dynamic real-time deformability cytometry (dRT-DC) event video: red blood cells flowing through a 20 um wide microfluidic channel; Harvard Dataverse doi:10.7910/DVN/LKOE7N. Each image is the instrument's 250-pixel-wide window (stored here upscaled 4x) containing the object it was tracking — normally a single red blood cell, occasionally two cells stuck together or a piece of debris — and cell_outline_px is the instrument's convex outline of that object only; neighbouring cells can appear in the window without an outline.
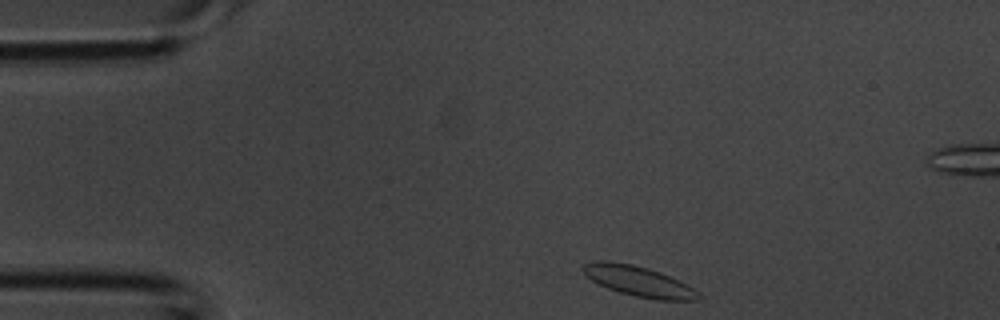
{"species": "common noctule bat (a hibernating species)", "species_latin": "Nyctalus noctula", "temperature_condition": "room temperature", "stored_images_in_passage": 34, "camera_frame_rate_fps": 3000, "um_per_image_px": 0.085, "animal": {"sex": "male", "body_mass_g": 20.1, "forearm_length_mm": 53.5}, "frame": {"image": 1, "passage_image": 1, "time_ms": 0.0, "image_size_px": [1000, 320], "cell_outline_px": [[700, 300], [656, 300], [636, 296], [620, 292], [608, 288], [592, 280], [580, 268], [584, 264], [592, 260], [608, 260], [632, 264], [648, 268], [660, 272], [700, 292]], "centroid_in_image_um": [54.25, 23.89], "position_along_channel_um": 30.8, "area_um2": 20.17}}
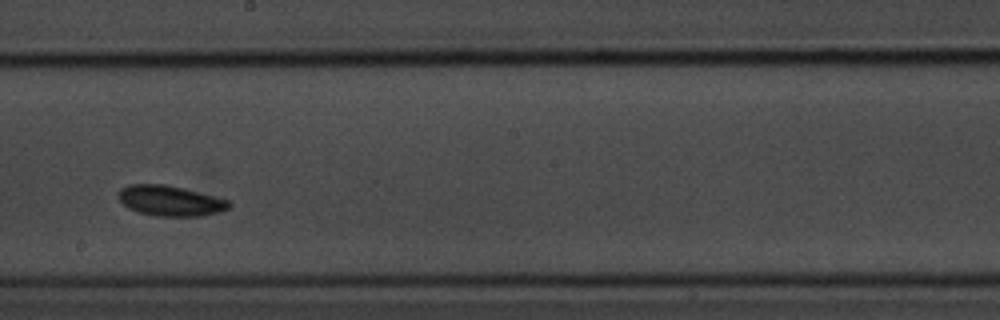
{"frame": {"image": 2, "passage_image": 16, "time_ms": 5.0, "image_size_px": [1000, 320], "cell_outline_px": [[232, 204], [228, 208], [220, 212], [204, 216], [156, 216], [136, 212], [128, 208], [116, 196], [120, 188], [128, 184], [164, 184], [232, 200]], "centroid_in_image_um": [14.47, 17.07], "position_along_channel_um": 233.7, "area_um2": 19.83}}
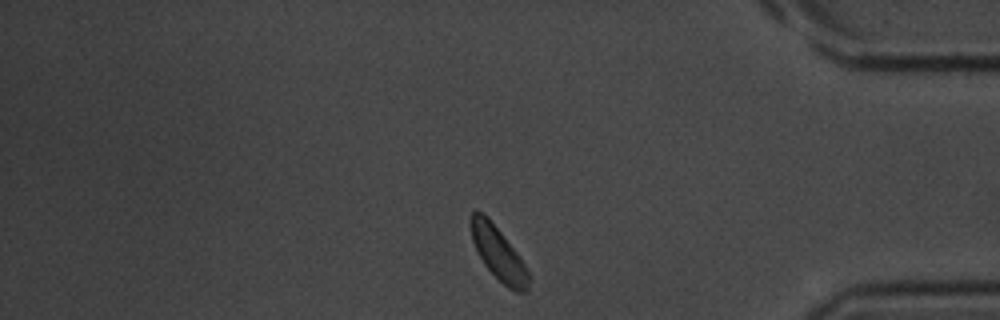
{"frame": {"image": 3, "passage_image": 27, "time_ms": 8.667, "image_size_px": [1000, 320], "cell_outline_px": [[528, 292], [516, 292], [508, 288], [484, 264], [472, 240], [468, 224], [468, 216], [476, 208], [500, 232], [520, 256], [528, 272]], "centroid_in_image_um": [42.32, 21.52], "position_along_channel_um": 392.9, "area_um2": 17.57}}